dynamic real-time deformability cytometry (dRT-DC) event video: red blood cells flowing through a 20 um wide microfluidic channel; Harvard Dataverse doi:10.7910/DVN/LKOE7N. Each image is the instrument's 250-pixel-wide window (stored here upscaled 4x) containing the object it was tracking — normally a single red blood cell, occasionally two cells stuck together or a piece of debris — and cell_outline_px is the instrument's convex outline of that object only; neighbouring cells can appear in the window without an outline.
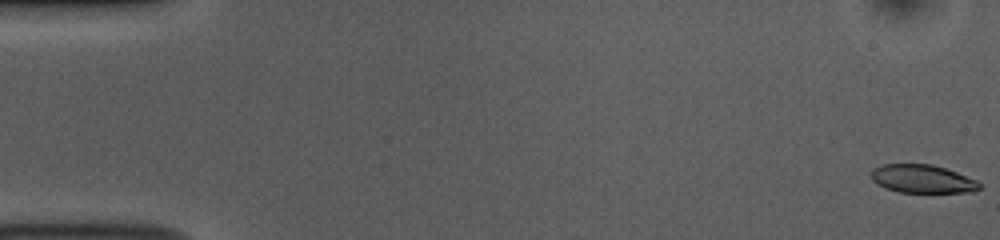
{"species": "common noctule bat (a hibernating species)", "species_latin": "Nyctalus noctula", "temperature_condition": "room temperature", "stored_images_in_passage": 52, "camera_frame_rate_fps": 3000, "um_per_image_px": 0.085, "animal": {"sex": "female", "body_mass_g": 10.0, "forearm_length_mm": 53.1}, "frame": {"image": 1, "passage_image": 1, "time_ms": 0.0, "image_size_px": [1000, 240], "cell_outline_px": [[980, 188], [976, 192], [896, 192], [884, 188], [876, 184], [872, 180], [872, 168], [884, 164], [932, 164], [956, 172], [976, 180], [980, 184]], "centroid_in_image_um": [78.38, 15.21], "position_along_channel_um": 6.6, "area_um2": 17.86}}
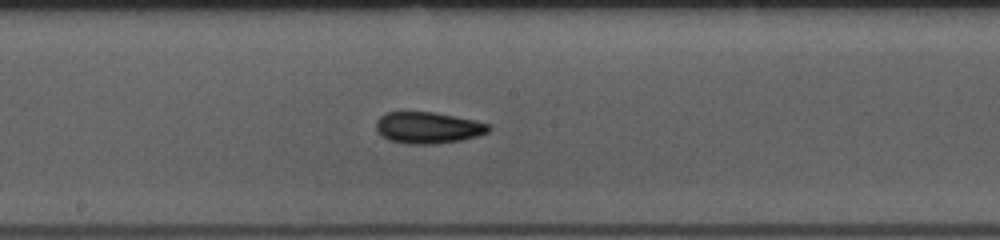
{"frame": {"image": 2, "passage_image": 28, "time_ms": 9.0, "image_size_px": [1000, 240], "cell_outline_px": [[492, 128], [488, 132], [476, 136], [460, 140], [436, 144], [408, 144], [388, 140], [376, 128], [376, 120], [384, 112], [432, 112], [472, 120], [488, 124]], "centroid_in_image_um": [36.35, 10.86], "position_along_channel_um": 211.9, "area_um2": 20.4}}
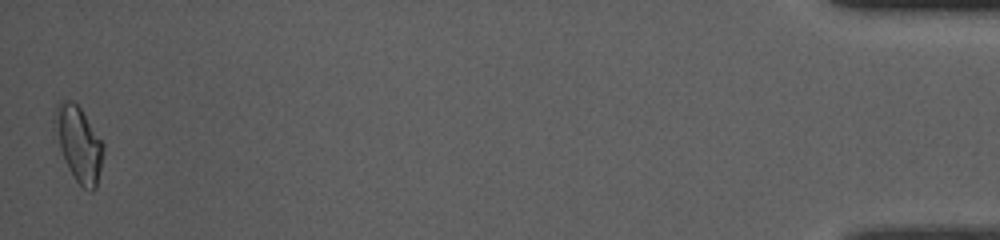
{"frame": {"image": 3, "passage_image": 52, "time_ms": 17.0, "image_size_px": [1000, 240], "cell_outline_px": [[104, 152], [96, 188], [92, 192], [84, 188], [76, 180], [68, 168], [60, 148], [56, 112], [56, 104], [64, 96], [72, 100], [80, 108], [104, 144]], "centroid_in_image_um": [6.74, 12.23], "position_along_channel_um": 428.5, "area_um2": 20.58}, "authors_computed_cell_mechanics": {"area_um2": 19.6231, "velocity_mm_per_s": 3.8528, "shape_relaxation_time_tau1_ms": 5.5245, "shape_relaxation_time_tau2_ms": 5.5599, "deformation_change_tau1": 0.1271, "deformation_change_tau2": 0.1191}}